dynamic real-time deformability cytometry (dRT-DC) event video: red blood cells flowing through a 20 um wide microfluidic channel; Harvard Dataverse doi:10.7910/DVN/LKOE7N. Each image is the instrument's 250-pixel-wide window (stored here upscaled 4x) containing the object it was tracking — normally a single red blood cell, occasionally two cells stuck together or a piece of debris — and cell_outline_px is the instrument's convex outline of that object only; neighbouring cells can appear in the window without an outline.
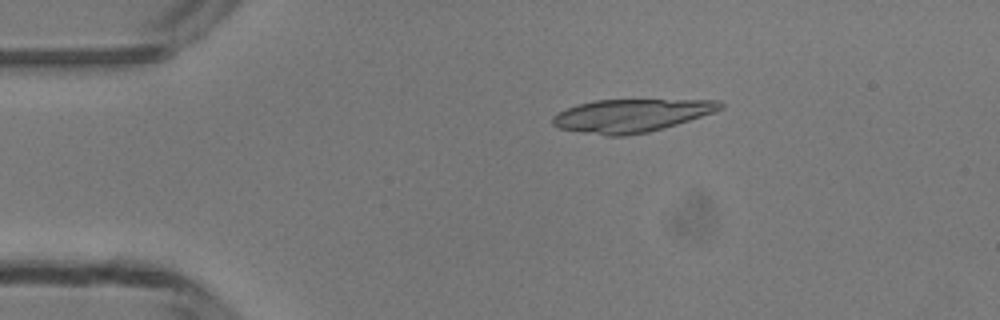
{"species": "common noctule bat (a hibernating species)", "species_latin": "Nyctalus noctula", "temperature_condition": "room temperature", "stored_images_in_passage": 15, "camera_frame_rate_fps": 3000, "um_per_image_px": 0.085, "animal": {"sex": "male", "body_mass_g": 13.3}, "frame": {"image": 1, "passage_image": 9, "time_ms": 2.667, "image_size_px": [1000, 320], "cell_outline_px": [[724, 108], [716, 112], [664, 128], [648, 132], [624, 136], [604, 136], [580, 132], [560, 128], [552, 124], [552, 116], [568, 108], [592, 100], [720, 100], [724, 104]], "centroid_in_image_um": [53.69, 9.82], "position_along_channel_um": 31.3, "area_um2": 32.25}}